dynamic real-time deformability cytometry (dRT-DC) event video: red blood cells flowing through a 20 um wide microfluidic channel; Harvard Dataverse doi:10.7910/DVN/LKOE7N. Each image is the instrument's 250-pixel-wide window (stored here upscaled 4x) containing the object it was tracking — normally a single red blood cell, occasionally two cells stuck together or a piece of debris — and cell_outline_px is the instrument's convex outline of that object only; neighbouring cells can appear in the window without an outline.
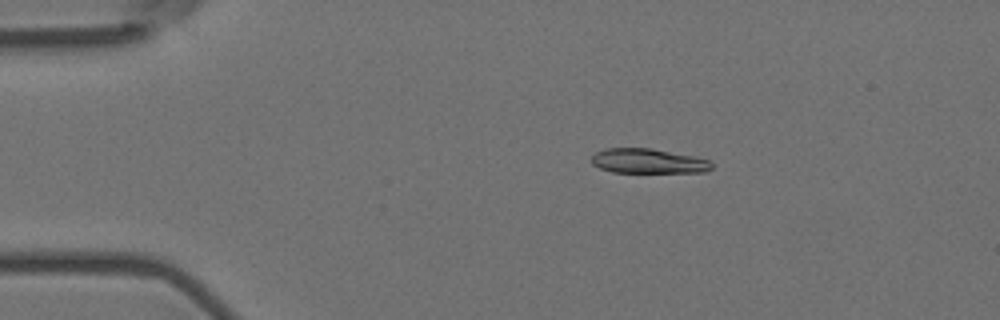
{"species": "Egyptian fruit bat (a non-hibernating species)", "species_latin": "Rousettus aegyptiacus", "temperature_condition": "room temperature", "stored_images_in_passage": 6, "camera_frame_rate_fps": 3000, "um_per_image_px": 0.085, "animal": {"sex": "female"}, "frame": {"image": 1, "passage_image": 4, "time_ms": 1.0, "image_size_px": [1000, 320], "cell_outline_px": [[712, 168], [704, 172], [612, 172], [600, 168], [592, 164], [592, 156], [596, 152], [604, 148], [652, 148], [696, 156], [708, 160], [712, 164]], "centroid_in_image_um": [55.09, 13.68], "position_along_channel_um": 29.9, "area_um2": 17.34}}
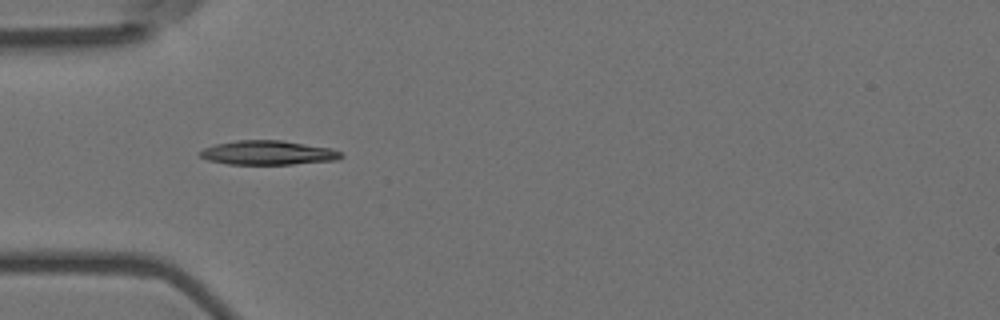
{"frame": {"image": 2, "passage_image": 6, "time_ms": 1.667, "image_size_px": [1000, 320], "cell_outline_px": [[344, 156], [336, 160], [292, 164], [228, 164], [208, 160], [200, 156], [196, 152], [204, 148], [216, 144], [236, 140], [280, 140], [332, 148], [340, 152]], "centroid_in_image_um": [22.75, 12.98], "position_along_channel_um": 62.2, "area_um2": 19.88}}